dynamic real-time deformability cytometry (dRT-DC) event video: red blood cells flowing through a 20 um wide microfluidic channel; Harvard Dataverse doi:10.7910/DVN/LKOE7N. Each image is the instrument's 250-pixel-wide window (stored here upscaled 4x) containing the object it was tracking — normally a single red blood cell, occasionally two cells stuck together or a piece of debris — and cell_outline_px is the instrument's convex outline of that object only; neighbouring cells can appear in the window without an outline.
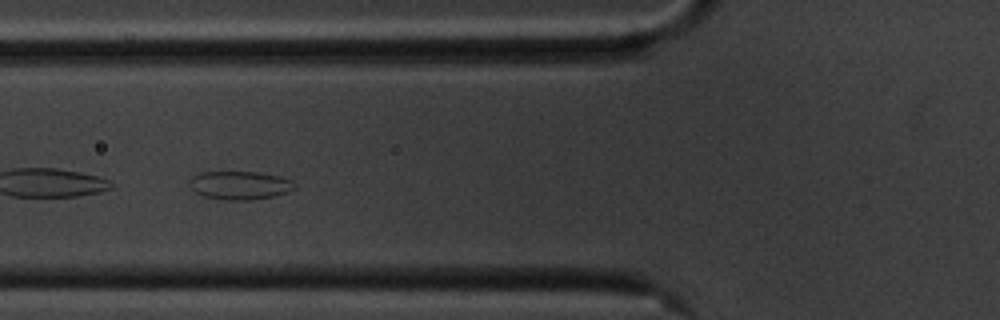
{"species": "common noctule bat (a hibernating species)", "species_latin": "Nyctalus noctula", "temperature_condition": "cold", "stored_images_in_passage": 43, "camera_frame_rate_fps": 3000, "um_per_image_px": 0.085, "animal": {"sex": "male", "body_mass_g": 20.1, "forearm_length_mm": 53.5}, "frame": {"image": 1, "passage_image": 10, "time_ms": 3.0, "image_size_px": [1000, 320], "cell_outline_px": [[296, 188], [288, 192], [272, 196], [252, 200], [228, 200], [204, 196], [196, 192], [192, 188], [192, 176], [200, 172], [256, 172], [280, 176], [292, 180], [296, 184]], "centroid_in_image_um": [20.45, 15.75], "position_along_channel_um": 105.4, "area_um2": 17.22}}
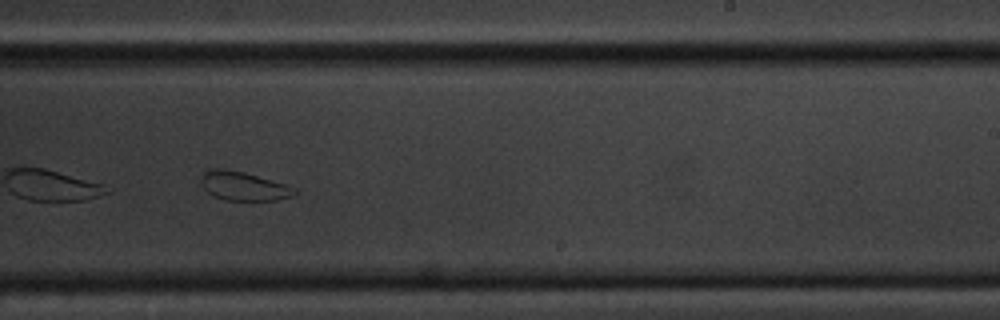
{"frame": {"image": 2, "passage_image": 24, "time_ms": 7.667, "image_size_px": [1000, 320], "cell_outline_px": [[296, 192], [292, 196], [276, 200], [224, 200], [208, 192], [200, 184], [200, 180], [204, 172], [208, 168], [220, 168], [244, 172], [284, 184], [296, 188]], "centroid_in_image_um": [20.66, 15.81], "position_along_channel_um": 268.3, "area_um2": 15.55}}
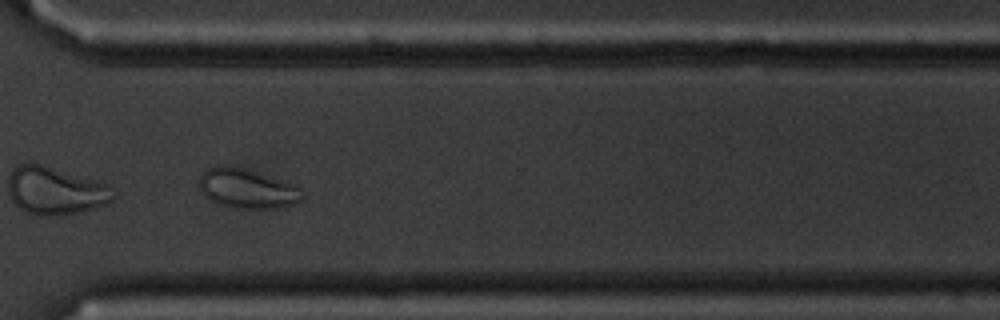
{"frame": {"image": 3, "passage_image": 31, "time_ms": 10.0, "image_size_px": [1000, 320], "cell_outline_px": [[304, 196], [300, 200], [292, 204], [276, 208], [236, 208], [212, 200], [204, 196], [200, 192], [200, 176], [208, 168], [220, 164], [224, 164], [240, 168], [296, 184]], "centroid_in_image_um": [20.99, 16.02], "position_along_channel_um": 349.6, "area_um2": 23.29}}